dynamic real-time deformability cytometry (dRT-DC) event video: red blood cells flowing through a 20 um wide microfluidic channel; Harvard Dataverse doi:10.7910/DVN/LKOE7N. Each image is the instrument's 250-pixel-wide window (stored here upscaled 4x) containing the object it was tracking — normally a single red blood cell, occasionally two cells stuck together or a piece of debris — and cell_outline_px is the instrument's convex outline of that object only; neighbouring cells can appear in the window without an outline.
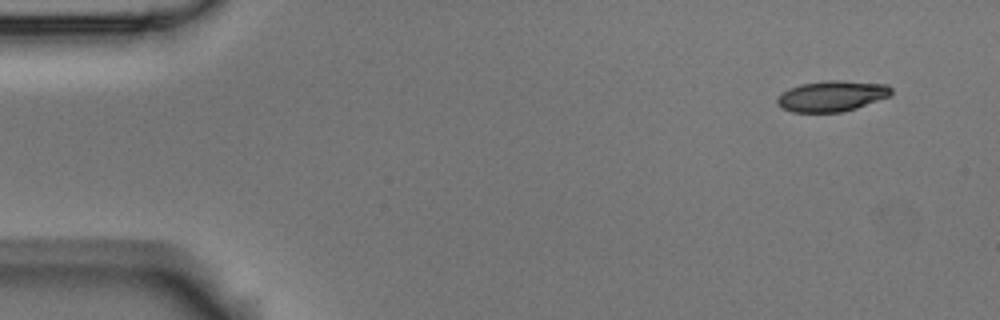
{"species": "Egyptian fruit bat (a non-hibernating species)", "species_latin": "Rousettus aegyptiacus", "temperature_condition": "room temperature", "stored_images_in_passage": 5, "segment_of_instrument_passage": [1, 2], "camera_frame_rate_fps": 3000, "um_per_image_px": 0.085, "animal": {"sex": "male"}, "frame": {"image": 1, "passage_image": 1, "time_ms": 0.0, "image_size_px": [1000, 320], "cell_outline_px": [[892, 96], [856, 108], [840, 112], [792, 112], [776, 104], [776, 100], [788, 88], [800, 84], [828, 80], [840, 80], [888, 84], [892, 88]], "centroid_in_image_um": [70.75, 8.16], "position_along_channel_um": 14.2, "area_um2": 20.52}}
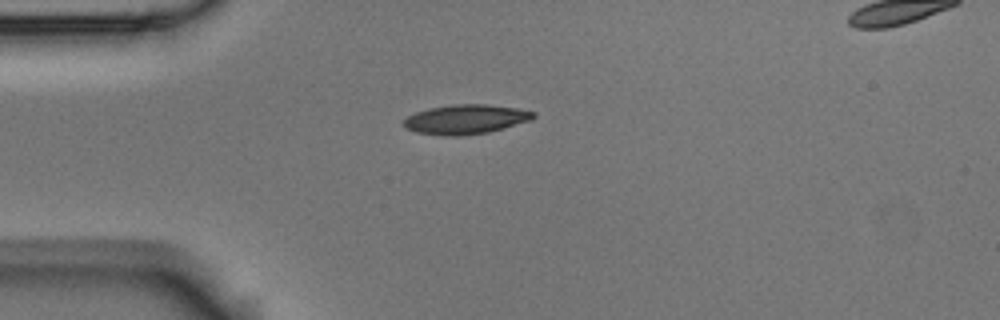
{"frame": {"image": 2, "passage_image": 4, "time_ms": 1.0, "image_size_px": [1000, 320], "cell_outline_px": [[536, 116], [532, 120], [488, 132], [460, 136], [444, 136], [416, 132], [408, 128], [404, 124], [404, 120], [408, 116], [416, 112], [428, 108], [452, 104], [484, 104], [516, 108], [536, 112]], "centroid_in_image_um": [39.6, 10.14], "position_along_channel_um": 45.4, "area_um2": 22.2}}